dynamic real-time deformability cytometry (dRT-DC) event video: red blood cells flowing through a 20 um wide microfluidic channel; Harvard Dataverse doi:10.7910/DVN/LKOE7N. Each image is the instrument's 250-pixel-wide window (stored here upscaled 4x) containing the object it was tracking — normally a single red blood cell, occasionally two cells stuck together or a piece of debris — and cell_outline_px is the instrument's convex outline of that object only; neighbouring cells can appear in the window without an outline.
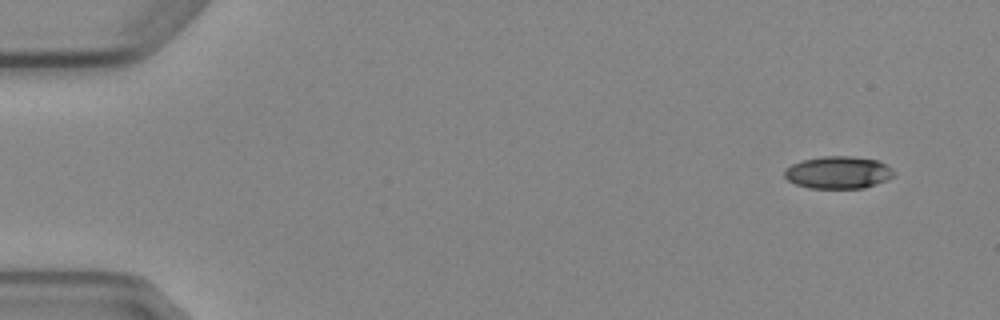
{"species": "Egyptian fruit bat (a non-hibernating species)", "species_latin": "Rousettus aegyptiacus", "temperature_condition": "cold", "stored_images_in_passage": 8, "camera_frame_rate_fps": 3000, "um_per_image_px": 0.085, "animal": {"sex": "female"}, "frame": {"image": 1, "passage_image": 1, "time_ms": 0.0, "image_size_px": [1000, 320], "cell_outline_px": [[896, 172], [888, 180], [864, 188], [808, 188], [796, 184], [788, 180], [784, 176], [784, 168], [800, 160], [824, 156], [852, 156], [876, 160], [892, 168]], "centroid_in_image_um": [71.23, 14.66], "position_along_channel_um": 13.8, "area_um2": 20.75}}
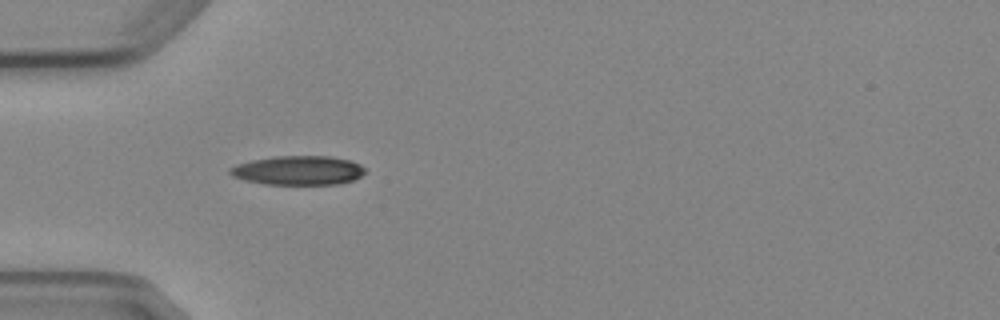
{"frame": {"image": 2, "passage_image": 4, "time_ms": 4.333, "image_size_px": [1000, 320], "cell_outline_px": [[364, 172], [360, 176], [352, 180], [340, 184], [264, 184], [244, 180], [232, 176], [228, 172], [228, 168], [236, 164], [252, 160], [272, 156], [332, 156], [352, 160], [360, 164], [364, 168]], "centroid_in_image_um": [25.32, 14.47], "position_along_channel_um": 59.7, "area_um2": 23.12}}
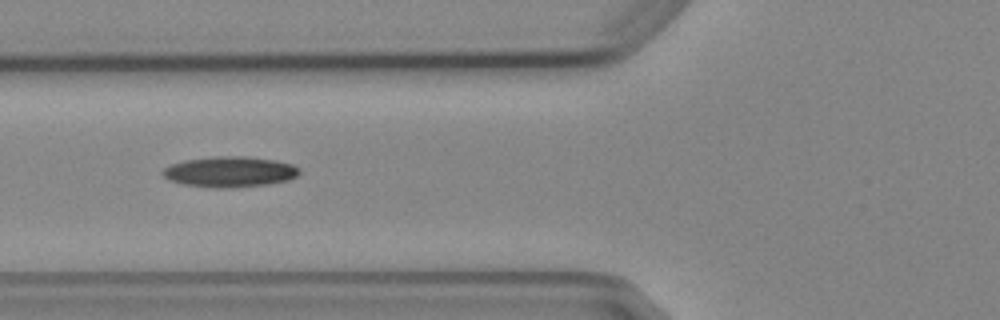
{"frame": {"image": 3, "passage_image": 5, "time_ms": 5.667, "image_size_px": [1000, 320], "cell_outline_px": [[300, 172], [296, 176], [288, 180], [268, 184], [232, 188], [212, 188], [184, 184], [168, 180], [160, 172], [164, 168], [172, 164], [184, 160], [216, 156], [244, 156], [276, 160], [292, 164], [300, 168]], "centroid_in_image_um": [19.53, 14.6], "position_along_channel_um": 106.3, "area_um2": 24.51}}